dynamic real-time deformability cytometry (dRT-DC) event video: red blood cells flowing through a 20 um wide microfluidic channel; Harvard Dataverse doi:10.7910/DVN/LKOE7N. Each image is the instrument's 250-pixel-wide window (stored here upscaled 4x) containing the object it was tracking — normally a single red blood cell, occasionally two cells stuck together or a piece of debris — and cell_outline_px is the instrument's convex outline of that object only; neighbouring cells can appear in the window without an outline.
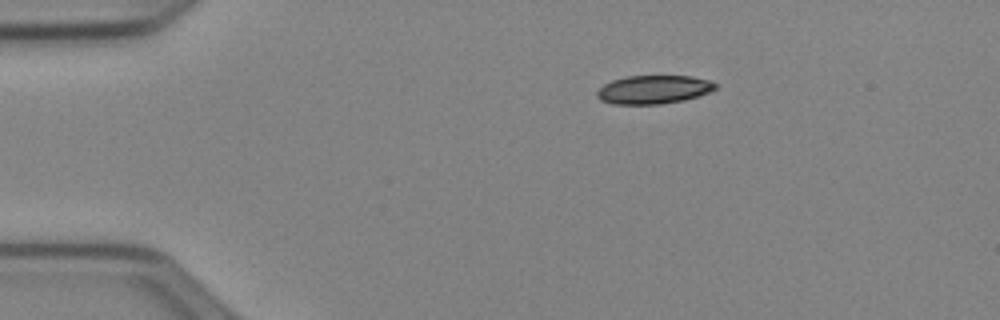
{"species": "Egyptian fruit bat (a non-hibernating species)", "species_latin": "Rousettus aegyptiacus", "temperature_condition": "cold", "stored_images_in_passage": 43, "camera_frame_rate_fps": 3000, "um_per_image_px": 0.085, "animal": {"sex": "female"}, "frame": {"image": 1, "passage_image": 1, "time_ms": 0.0, "image_size_px": [1000, 320], "cell_outline_px": [[716, 88], [708, 92], [684, 100], [660, 104], [612, 104], [600, 100], [596, 96], [596, 92], [604, 84], [612, 80], [628, 76], [692, 76], [712, 80], [716, 84]], "centroid_in_image_um": [55.54, 7.61], "position_along_channel_um": 29.5, "area_um2": 19.65}}
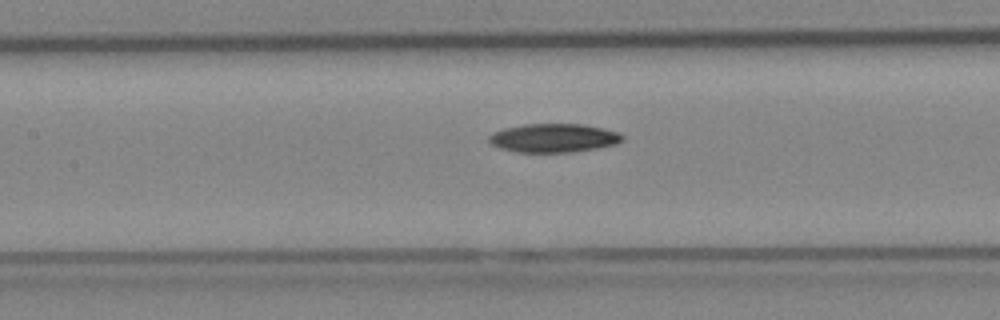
{"frame": {"image": 2, "passage_image": 16, "time_ms": 5.0, "image_size_px": [1000, 320], "cell_outline_px": [[624, 140], [616, 144], [600, 148], [572, 152], [516, 152], [500, 148], [492, 144], [488, 140], [488, 136], [492, 132], [504, 128], [524, 124], [584, 124], [604, 128], [620, 132], [624, 136]], "centroid_in_image_um": [47.1, 11.72], "position_along_channel_um": 160.3, "area_um2": 22.6}}
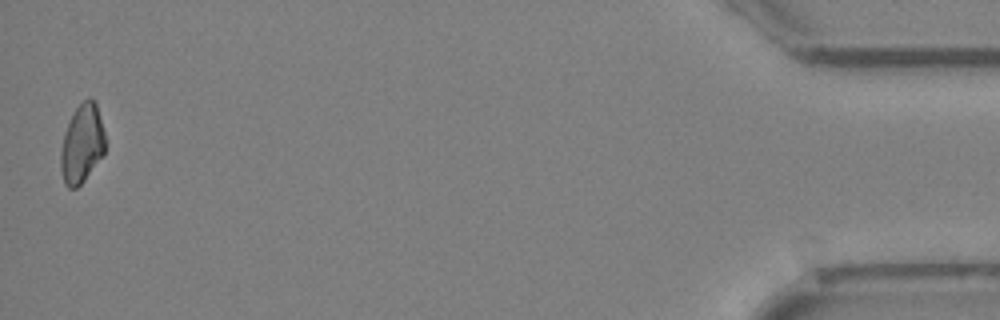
{"frame": {"image": 3, "passage_image": 43, "time_ms": 14.0, "image_size_px": [1000, 320], "cell_outline_px": [[104, 156], [84, 180], [76, 188], [68, 188], [64, 184], [60, 168], [60, 152], [64, 132], [76, 108], [88, 96], [92, 96], [96, 104], [104, 132]], "centroid_in_image_um": [6.96, 12.24], "position_along_channel_um": 428.2, "area_um2": 20.4}, "authors_computed_cell_mechanics": {"area_um2": 21.7906, "velocity_mm_per_s": 3.9589, "shape_relaxation_time_tau1_ms": 6.3351, "shape_relaxation_time_tau2_ms": null, "deformation_change_tau1": 0.1357, "deformation_change_tau2": null}}